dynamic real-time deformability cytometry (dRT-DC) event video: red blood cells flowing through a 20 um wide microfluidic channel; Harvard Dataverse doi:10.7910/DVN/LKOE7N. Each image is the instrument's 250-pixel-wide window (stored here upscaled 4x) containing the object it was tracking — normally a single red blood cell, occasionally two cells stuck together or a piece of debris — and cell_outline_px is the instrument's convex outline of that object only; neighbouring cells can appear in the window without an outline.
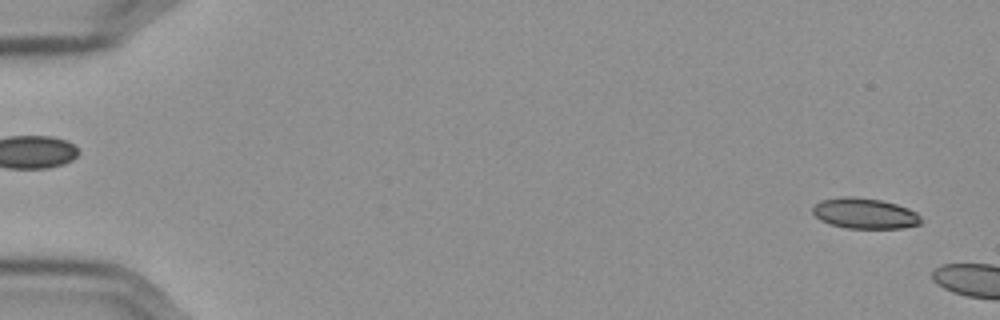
{"species": "Egyptian fruit bat (a non-hibernating species)", "species_latin": "Rousettus aegyptiacus", "temperature_condition": "cold", "stored_images_in_passage": 12, "camera_frame_rate_fps": 3000, "um_per_image_px": 0.085, "frame": {"image": 1, "passage_image": 2, "time_ms": 0.333, "image_size_px": [1000, 320], "cell_outline_px": [[920, 224], [904, 228], [848, 228], [832, 224], [820, 220], [812, 212], [812, 208], [820, 200], [848, 196], [880, 200], [896, 204], [908, 208], [916, 212], [920, 216]], "centroid_in_image_um": [73.5, 18.14], "position_along_channel_um": 11.5, "area_um2": 19.07}}